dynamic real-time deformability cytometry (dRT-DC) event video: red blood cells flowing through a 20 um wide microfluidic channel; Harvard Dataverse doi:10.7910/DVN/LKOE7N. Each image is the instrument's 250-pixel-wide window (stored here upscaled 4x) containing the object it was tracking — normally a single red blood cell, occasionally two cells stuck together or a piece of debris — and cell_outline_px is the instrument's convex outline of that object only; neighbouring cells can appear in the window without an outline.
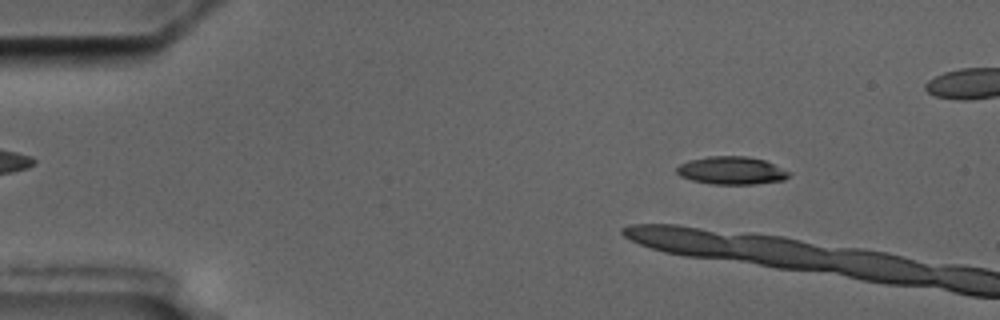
{"species": "common noctule bat (a hibernating species)", "species_latin": "Nyctalus noctula", "temperature_condition": "cold", "stored_images_in_passage": 3, "camera_frame_rate_fps": 3000, "um_per_image_px": 0.085, "animal": {"sex": "male", "body_mass_g": 17.5, "forearm_length_mm": 52.3}, "frame": {"image": 1, "passage_image": 2, "time_ms": 1.333, "image_size_px": [1000, 320], "cell_outline_px": [[792, 172], [784, 180], [756, 184], [712, 184], [692, 180], [680, 176], [676, 172], [676, 168], [680, 164], [688, 160], [708, 156], [748, 156], [764, 160]], "centroid_in_image_um": [62.18, 14.49], "position_along_channel_um": 22.8, "area_um2": 18.32}}